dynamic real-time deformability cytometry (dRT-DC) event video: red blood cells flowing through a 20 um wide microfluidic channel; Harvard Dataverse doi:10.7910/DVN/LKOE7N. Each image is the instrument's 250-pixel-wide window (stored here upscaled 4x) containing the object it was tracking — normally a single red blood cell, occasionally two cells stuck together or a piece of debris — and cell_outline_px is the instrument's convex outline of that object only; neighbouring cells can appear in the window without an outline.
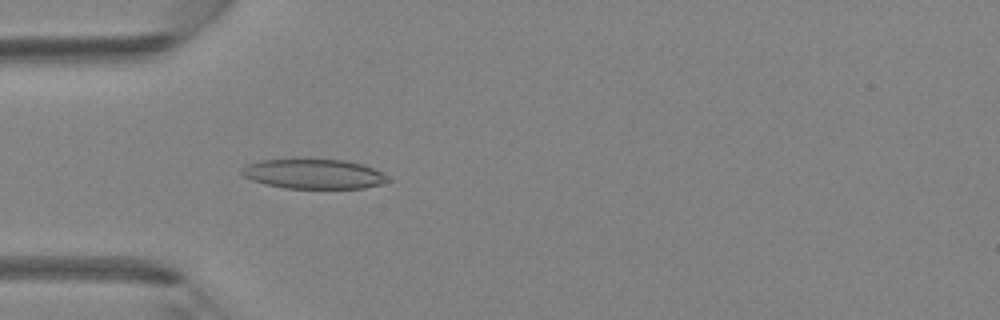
{"species": "Egyptian fruit bat (a non-hibernating species)", "species_latin": "Rousettus aegyptiacus", "temperature_condition": "room temperature", "stored_images_in_passage": 37, "camera_frame_rate_fps": 3000, "um_per_image_px": 0.085, "animal": {"sex": "female"}, "frame": {"image": 1, "passage_image": 7, "time_ms": 2.0, "image_size_px": [1000, 320], "cell_outline_px": [[392, 180], [380, 184], [364, 188], [284, 188], [252, 180], [244, 176], [240, 172], [248, 164], [260, 160], [344, 160], [360, 164], [384, 172]], "centroid_in_image_um": [26.71, 14.79], "position_along_channel_um": 58.3, "area_um2": 24.91}}
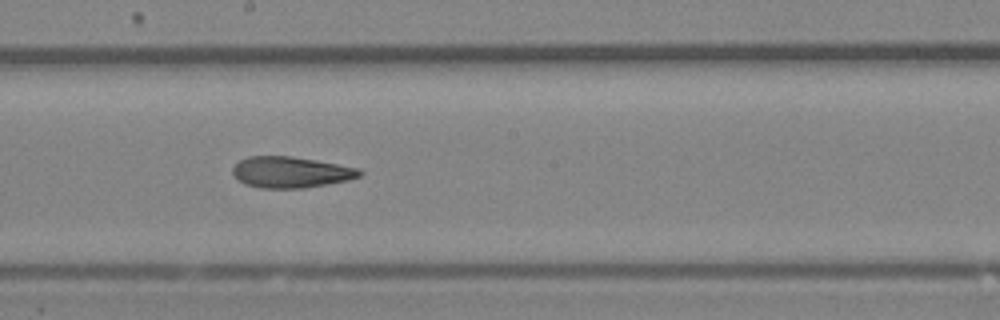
{"frame": {"image": 2, "passage_image": 18, "time_ms": 5.667, "image_size_px": [1000, 320], "cell_outline_px": [[364, 172], [360, 176], [348, 180], [304, 188], [260, 188], [244, 184], [232, 172], [232, 168], [240, 160], [248, 156], [292, 156], [316, 160], [360, 168]], "centroid_in_image_um": [24.74, 14.63], "position_along_channel_um": 223.5, "area_um2": 23.0}}
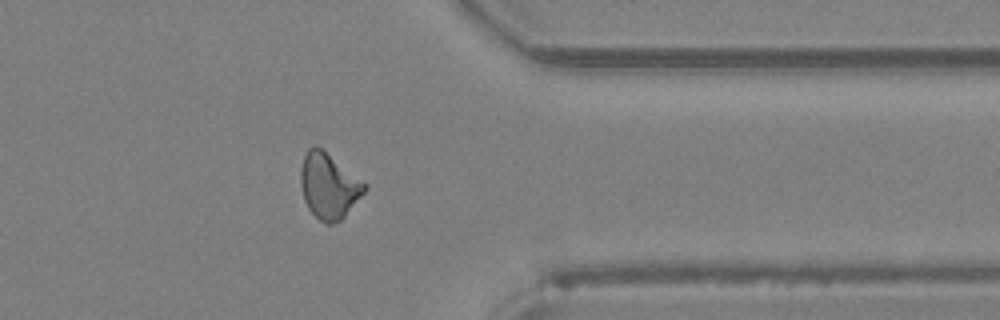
{"frame": {"image": 3, "passage_image": 29, "time_ms": 9.333, "image_size_px": [1000, 320], "cell_outline_px": [[368, 188], [344, 216], [340, 220], [332, 224], [324, 224], [308, 208], [304, 200], [300, 184], [300, 168], [304, 156], [308, 148], [316, 144], [368, 184]], "centroid_in_image_um": [27.94, 15.79], "position_along_channel_um": 383.5, "area_um2": 24.39}}